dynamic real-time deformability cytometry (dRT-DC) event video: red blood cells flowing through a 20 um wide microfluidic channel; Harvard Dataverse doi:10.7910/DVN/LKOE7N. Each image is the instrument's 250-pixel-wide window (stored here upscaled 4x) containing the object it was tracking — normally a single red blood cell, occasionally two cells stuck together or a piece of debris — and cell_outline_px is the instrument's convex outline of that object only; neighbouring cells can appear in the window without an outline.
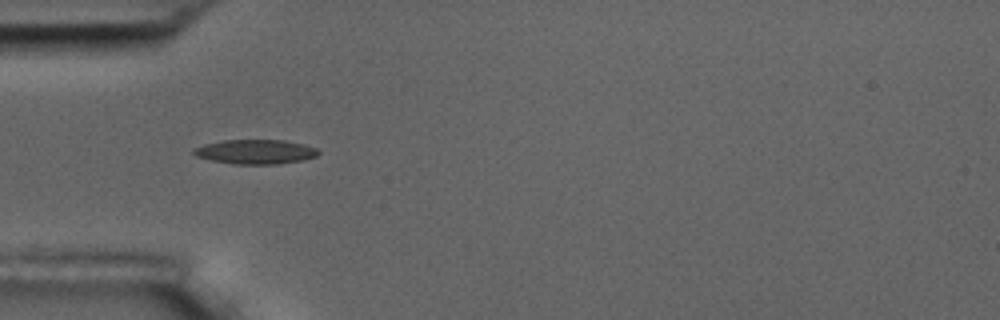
{"species": "common noctule bat (a hibernating species)", "species_latin": "Nyctalus noctula", "temperature_condition": "room temperature", "stored_images_in_passage": 5, "camera_frame_rate_fps": 3000, "um_per_image_px": 0.085, "animal": {"sex": "male", "body_mass_g": 17.5, "forearm_length_mm": 52.3}, "frame": {"image": 1, "passage_image": 4, "time_ms": 4.333, "image_size_px": [1000, 320], "cell_outline_px": [[320, 152], [316, 156], [304, 160], [276, 164], [232, 164], [212, 160], [196, 156], [192, 152], [192, 148], [204, 144], [224, 140], [284, 140], [304, 144], [316, 148]], "centroid_in_image_um": [21.71, 12.9], "position_along_channel_um": 63.3, "area_um2": 17.8}}